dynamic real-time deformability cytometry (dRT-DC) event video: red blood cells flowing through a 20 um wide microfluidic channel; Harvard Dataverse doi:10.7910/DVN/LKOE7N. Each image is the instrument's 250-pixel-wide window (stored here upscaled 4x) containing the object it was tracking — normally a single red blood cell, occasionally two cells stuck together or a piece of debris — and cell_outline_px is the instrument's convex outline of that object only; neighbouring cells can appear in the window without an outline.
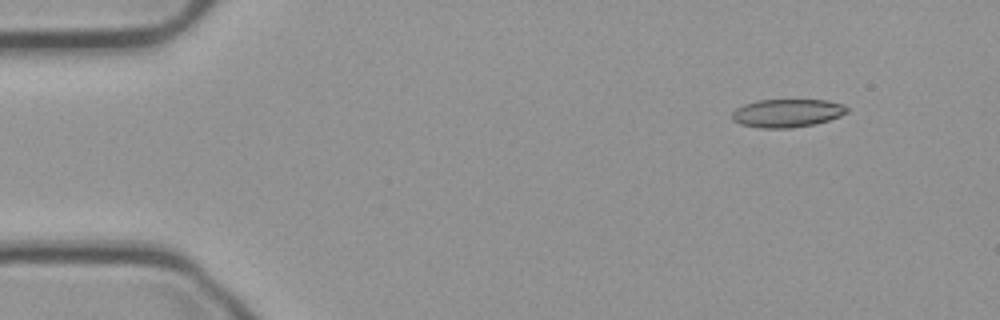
{"species": "common noctule bat (a hibernating species)", "species_latin": "Nyctalus noctula", "temperature_condition": "cold", "stored_images_in_passage": 2, "camera_frame_rate_fps": 3000, "um_per_image_px": 0.085, "animal": {"sex": "male", "body_mass_g": 23.1, "forearm_length_mm": 52.7}, "frame": {"image": 1, "passage_image": 2, "time_ms": 0.333, "image_size_px": [1000, 320], "cell_outline_px": [[832, 116], [824, 120], [804, 124], [752, 124], [776, 100], [812, 100], [832, 104]], "centroid_in_image_um": [67.61, 9.56], "position_along_channel_um": 17.4, "area_um2": 10.87}}